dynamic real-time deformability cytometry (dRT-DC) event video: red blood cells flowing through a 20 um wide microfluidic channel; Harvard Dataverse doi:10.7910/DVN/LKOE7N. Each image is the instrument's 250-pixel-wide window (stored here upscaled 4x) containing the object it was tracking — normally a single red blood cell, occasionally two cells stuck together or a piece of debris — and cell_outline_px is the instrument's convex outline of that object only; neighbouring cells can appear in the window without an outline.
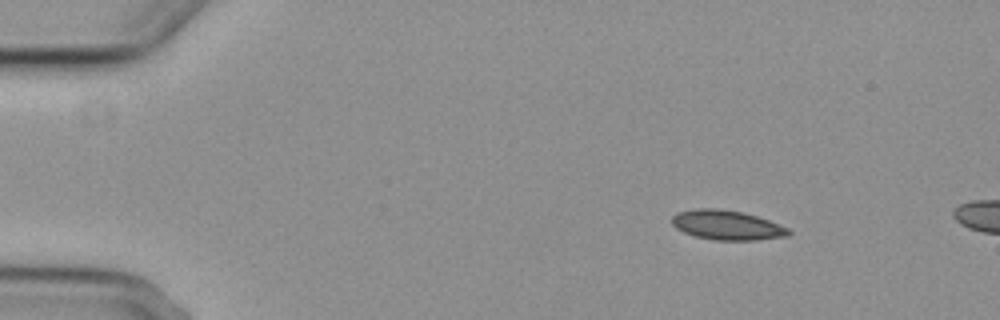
{"species": "common noctule bat (a hibernating species)", "species_latin": "Nyctalus noctula", "temperature_condition": "cold", "stored_images_in_passage": 7, "camera_frame_rate_fps": 3000, "um_per_image_px": 0.085, "animal": {"sex": "female", "body_mass_g": 29.2, "forearm_length_mm": 56.3}, "frame": {"image": 1, "passage_image": 1, "time_ms": 0.0, "image_size_px": [1000, 320], "cell_outline_px": [[792, 232], [788, 236], [756, 240], [712, 240], [696, 236], [684, 232], [676, 228], [672, 224], [672, 216], [676, 212], [692, 208], [720, 208], [744, 212], [768, 220], [788, 228]], "centroid_in_image_um": [61.76, 19.12], "position_along_channel_um": 23.2, "area_um2": 20.29}}
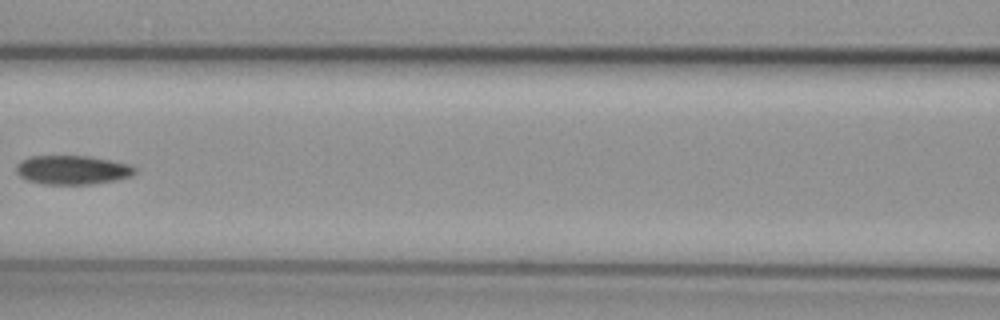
{"frame": {"image": 2, "passage_image": 6, "time_ms": 6.0, "image_size_px": [1000, 320], "cell_outline_px": [[136, 172], [132, 176], [116, 180], [92, 184], [40, 184], [28, 180], [20, 176], [16, 172], [16, 164], [20, 160], [28, 156], [92, 156], [112, 160], [128, 164], [136, 168]], "centroid_in_image_um": [6.15, 14.44], "position_along_channel_um": 160.5, "area_um2": 20.29}}
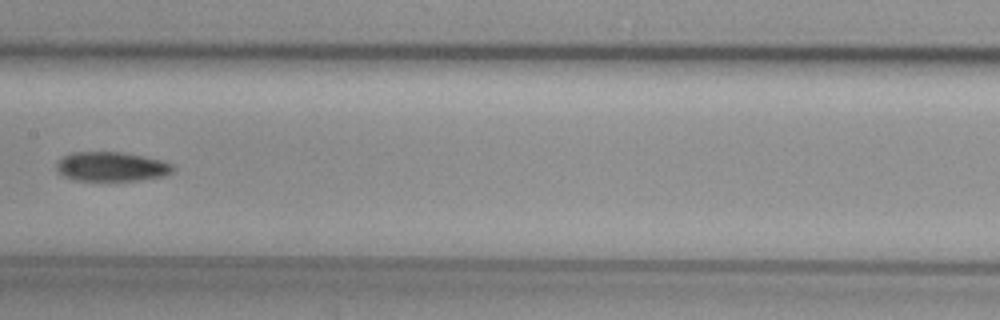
{"frame": {"image": 3, "passage_image": 7, "time_ms": 7.0, "image_size_px": [1000, 320], "cell_outline_px": [[176, 168], [172, 172], [164, 176], [140, 180], [72, 180], [60, 176], [56, 172], [56, 164], [64, 156], [72, 152], [124, 152], [164, 160], [176, 164]], "centroid_in_image_um": [9.5, 14.16], "position_along_channel_um": 197.9, "area_um2": 20.35}}